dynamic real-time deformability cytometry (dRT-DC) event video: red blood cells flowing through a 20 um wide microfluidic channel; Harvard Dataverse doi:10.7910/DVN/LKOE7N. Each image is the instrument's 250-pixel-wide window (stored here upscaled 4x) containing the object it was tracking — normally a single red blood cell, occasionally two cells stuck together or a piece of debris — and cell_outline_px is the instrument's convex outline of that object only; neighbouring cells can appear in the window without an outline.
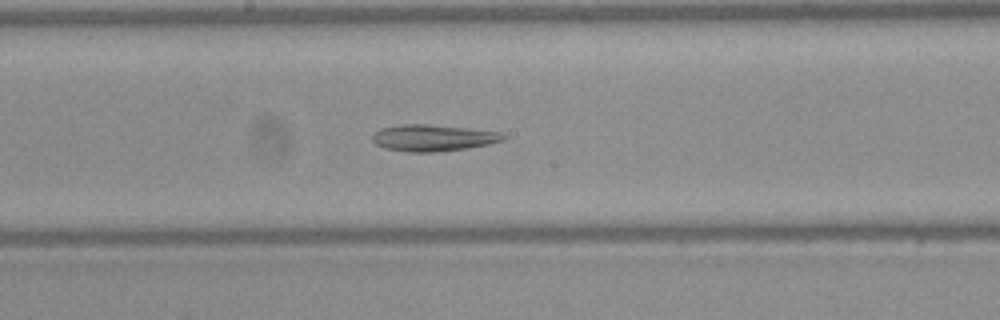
{"species": "Egyptian fruit bat (a non-hibernating species)", "species_latin": "Rousettus aegyptiacus", "temperature_condition": "warm", "stored_images_in_passage": 50, "camera_frame_rate_fps": 3000, "um_per_image_px": 0.085, "frame": {"image": 1, "passage_image": 26, "time_ms": 8.333, "image_size_px": [1000, 320], "cell_outline_px": [[504, 140], [488, 144], [468, 148], [440, 152], [408, 152], [384, 148], [376, 144], [372, 140], [372, 132], [380, 128], [400, 124], [428, 124], [468, 128], [500, 132], [504, 136]], "centroid_in_image_um": [36.75, 11.72], "position_along_channel_um": 211.4, "area_um2": 20.4}}
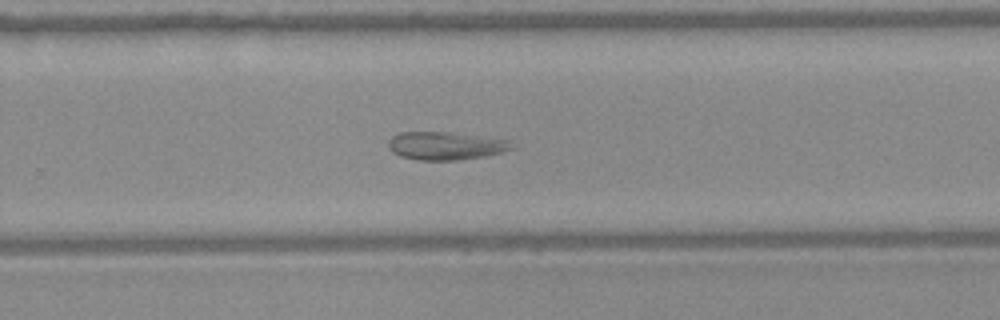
{"frame": {"image": 2, "passage_image": 32, "time_ms": 10.333, "image_size_px": [1000, 320], "cell_outline_px": [[516, 148], [504, 152], [484, 156], [460, 160], [420, 160], [400, 156], [392, 152], [388, 148], [388, 140], [392, 136], [400, 132], [448, 132], [508, 140]], "centroid_in_image_um": [37.86, 12.4], "position_along_channel_um": 291.9, "area_um2": 20.17}}
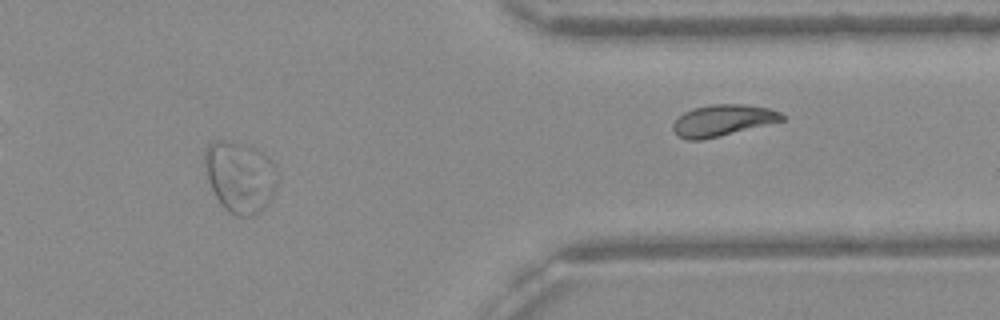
{"frame": {"image": 3, "passage_image": 41, "time_ms": 13.333, "image_size_px": [1000, 320], "cell_outline_px": [[276, 184], [272, 196], [264, 208], [252, 216], [236, 216], [228, 212], [220, 204], [208, 180], [204, 164], [204, 148], [212, 140], [228, 140], [244, 144], [256, 148], [272, 160], [276, 164]], "centroid_in_image_um": [20.38, 15.0], "position_along_channel_um": 391.0, "area_um2": 30.46}}